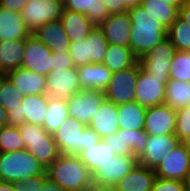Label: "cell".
Returning a JSON list of instances; mask_svg holds the SVG:
<instances>
[{"instance_id":"cell-45","label":"cell","mask_w":190,"mask_h":191,"mask_svg":"<svg viewBox=\"0 0 190 191\" xmlns=\"http://www.w3.org/2000/svg\"><path fill=\"white\" fill-rule=\"evenodd\" d=\"M101 138L99 137L98 133L95 132L90 127L86 126L83 130V140L81 145V152L83 150H86V148H89L93 145H96Z\"/></svg>"},{"instance_id":"cell-41","label":"cell","mask_w":190,"mask_h":191,"mask_svg":"<svg viewBox=\"0 0 190 191\" xmlns=\"http://www.w3.org/2000/svg\"><path fill=\"white\" fill-rule=\"evenodd\" d=\"M109 14L122 13L139 6L142 0H102Z\"/></svg>"},{"instance_id":"cell-25","label":"cell","mask_w":190,"mask_h":191,"mask_svg":"<svg viewBox=\"0 0 190 191\" xmlns=\"http://www.w3.org/2000/svg\"><path fill=\"white\" fill-rule=\"evenodd\" d=\"M32 32L23 21L21 12L0 7V41L26 39Z\"/></svg>"},{"instance_id":"cell-36","label":"cell","mask_w":190,"mask_h":191,"mask_svg":"<svg viewBox=\"0 0 190 191\" xmlns=\"http://www.w3.org/2000/svg\"><path fill=\"white\" fill-rule=\"evenodd\" d=\"M24 95L6 76L0 86V105L12 116L22 102Z\"/></svg>"},{"instance_id":"cell-48","label":"cell","mask_w":190,"mask_h":191,"mask_svg":"<svg viewBox=\"0 0 190 191\" xmlns=\"http://www.w3.org/2000/svg\"><path fill=\"white\" fill-rule=\"evenodd\" d=\"M179 17L190 26V0L179 8Z\"/></svg>"},{"instance_id":"cell-37","label":"cell","mask_w":190,"mask_h":191,"mask_svg":"<svg viewBox=\"0 0 190 191\" xmlns=\"http://www.w3.org/2000/svg\"><path fill=\"white\" fill-rule=\"evenodd\" d=\"M167 38L177 51H190V26L180 17L168 28Z\"/></svg>"},{"instance_id":"cell-3","label":"cell","mask_w":190,"mask_h":191,"mask_svg":"<svg viewBox=\"0 0 190 191\" xmlns=\"http://www.w3.org/2000/svg\"><path fill=\"white\" fill-rule=\"evenodd\" d=\"M46 167L43 166L26 149L14 152H0V181L13 183L25 181L35 176L46 174Z\"/></svg>"},{"instance_id":"cell-20","label":"cell","mask_w":190,"mask_h":191,"mask_svg":"<svg viewBox=\"0 0 190 191\" xmlns=\"http://www.w3.org/2000/svg\"><path fill=\"white\" fill-rule=\"evenodd\" d=\"M99 27L109 45L130 47L132 22L127 11L109 14Z\"/></svg>"},{"instance_id":"cell-19","label":"cell","mask_w":190,"mask_h":191,"mask_svg":"<svg viewBox=\"0 0 190 191\" xmlns=\"http://www.w3.org/2000/svg\"><path fill=\"white\" fill-rule=\"evenodd\" d=\"M144 130L148 135L175 133L176 110L166 104L146 108Z\"/></svg>"},{"instance_id":"cell-27","label":"cell","mask_w":190,"mask_h":191,"mask_svg":"<svg viewBox=\"0 0 190 191\" xmlns=\"http://www.w3.org/2000/svg\"><path fill=\"white\" fill-rule=\"evenodd\" d=\"M60 21L70 42L84 40L94 28L86 15L70 10L63 9Z\"/></svg>"},{"instance_id":"cell-4","label":"cell","mask_w":190,"mask_h":191,"mask_svg":"<svg viewBox=\"0 0 190 191\" xmlns=\"http://www.w3.org/2000/svg\"><path fill=\"white\" fill-rule=\"evenodd\" d=\"M18 127L25 149L48 168L60 155L53 134L33 123L25 122Z\"/></svg>"},{"instance_id":"cell-50","label":"cell","mask_w":190,"mask_h":191,"mask_svg":"<svg viewBox=\"0 0 190 191\" xmlns=\"http://www.w3.org/2000/svg\"><path fill=\"white\" fill-rule=\"evenodd\" d=\"M11 123V116L8 112L0 105V128Z\"/></svg>"},{"instance_id":"cell-2","label":"cell","mask_w":190,"mask_h":191,"mask_svg":"<svg viewBox=\"0 0 190 191\" xmlns=\"http://www.w3.org/2000/svg\"><path fill=\"white\" fill-rule=\"evenodd\" d=\"M47 177L67 191H89L92 174L78 155H63L46 169Z\"/></svg>"},{"instance_id":"cell-1","label":"cell","mask_w":190,"mask_h":191,"mask_svg":"<svg viewBox=\"0 0 190 191\" xmlns=\"http://www.w3.org/2000/svg\"><path fill=\"white\" fill-rule=\"evenodd\" d=\"M127 13L132 22L130 48L139 60L167 38V29L159 20L147 13L141 5L128 9Z\"/></svg>"},{"instance_id":"cell-40","label":"cell","mask_w":190,"mask_h":191,"mask_svg":"<svg viewBox=\"0 0 190 191\" xmlns=\"http://www.w3.org/2000/svg\"><path fill=\"white\" fill-rule=\"evenodd\" d=\"M175 134L180 141L190 134V104L176 110Z\"/></svg>"},{"instance_id":"cell-51","label":"cell","mask_w":190,"mask_h":191,"mask_svg":"<svg viewBox=\"0 0 190 191\" xmlns=\"http://www.w3.org/2000/svg\"><path fill=\"white\" fill-rule=\"evenodd\" d=\"M0 191H15L12 183L0 181Z\"/></svg>"},{"instance_id":"cell-54","label":"cell","mask_w":190,"mask_h":191,"mask_svg":"<svg viewBox=\"0 0 190 191\" xmlns=\"http://www.w3.org/2000/svg\"><path fill=\"white\" fill-rule=\"evenodd\" d=\"M185 191H190V173L183 180Z\"/></svg>"},{"instance_id":"cell-11","label":"cell","mask_w":190,"mask_h":191,"mask_svg":"<svg viewBox=\"0 0 190 191\" xmlns=\"http://www.w3.org/2000/svg\"><path fill=\"white\" fill-rule=\"evenodd\" d=\"M105 99L103 91L80 90L67 101L69 116L88 126L93 115Z\"/></svg>"},{"instance_id":"cell-42","label":"cell","mask_w":190,"mask_h":191,"mask_svg":"<svg viewBox=\"0 0 190 191\" xmlns=\"http://www.w3.org/2000/svg\"><path fill=\"white\" fill-rule=\"evenodd\" d=\"M151 191H185L183 181L167 180L156 177Z\"/></svg>"},{"instance_id":"cell-8","label":"cell","mask_w":190,"mask_h":191,"mask_svg":"<svg viewBox=\"0 0 190 191\" xmlns=\"http://www.w3.org/2000/svg\"><path fill=\"white\" fill-rule=\"evenodd\" d=\"M176 52L177 49L166 38L138 61L141 67L152 77L161 78V80H170L171 60L174 58Z\"/></svg>"},{"instance_id":"cell-30","label":"cell","mask_w":190,"mask_h":191,"mask_svg":"<svg viewBox=\"0 0 190 191\" xmlns=\"http://www.w3.org/2000/svg\"><path fill=\"white\" fill-rule=\"evenodd\" d=\"M119 127L128 130L144 129L146 108L138 102L117 105Z\"/></svg>"},{"instance_id":"cell-6","label":"cell","mask_w":190,"mask_h":191,"mask_svg":"<svg viewBox=\"0 0 190 191\" xmlns=\"http://www.w3.org/2000/svg\"><path fill=\"white\" fill-rule=\"evenodd\" d=\"M141 65L137 61L133 66L114 72L104 91L106 100L115 105L135 101V86Z\"/></svg>"},{"instance_id":"cell-39","label":"cell","mask_w":190,"mask_h":191,"mask_svg":"<svg viewBox=\"0 0 190 191\" xmlns=\"http://www.w3.org/2000/svg\"><path fill=\"white\" fill-rule=\"evenodd\" d=\"M169 78L190 82V51H177L171 60Z\"/></svg>"},{"instance_id":"cell-46","label":"cell","mask_w":190,"mask_h":191,"mask_svg":"<svg viewBox=\"0 0 190 191\" xmlns=\"http://www.w3.org/2000/svg\"><path fill=\"white\" fill-rule=\"evenodd\" d=\"M29 0H0V7H5L12 12H21Z\"/></svg>"},{"instance_id":"cell-13","label":"cell","mask_w":190,"mask_h":191,"mask_svg":"<svg viewBox=\"0 0 190 191\" xmlns=\"http://www.w3.org/2000/svg\"><path fill=\"white\" fill-rule=\"evenodd\" d=\"M180 143L175 133L163 135H148L144 150L137 157L139 165L155 170L161 163L163 155L174 149Z\"/></svg>"},{"instance_id":"cell-55","label":"cell","mask_w":190,"mask_h":191,"mask_svg":"<svg viewBox=\"0 0 190 191\" xmlns=\"http://www.w3.org/2000/svg\"><path fill=\"white\" fill-rule=\"evenodd\" d=\"M5 77H6V73L3 71H0V86H1L2 81L4 80Z\"/></svg>"},{"instance_id":"cell-35","label":"cell","mask_w":190,"mask_h":191,"mask_svg":"<svg viewBox=\"0 0 190 191\" xmlns=\"http://www.w3.org/2000/svg\"><path fill=\"white\" fill-rule=\"evenodd\" d=\"M174 110L190 104V82L170 79L166 83L165 102Z\"/></svg>"},{"instance_id":"cell-10","label":"cell","mask_w":190,"mask_h":191,"mask_svg":"<svg viewBox=\"0 0 190 191\" xmlns=\"http://www.w3.org/2000/svg\"><path fill=\"white\" fill-rule=\"evenodd\" d=\"M168 81L152 77L141 67L135 86V101L145 108L164 104Z\"/></svg>"},{"instance_id":"cell-44","label":"cell","mask_w":190,"mask_h":191,"mask_svg":"<svg viewBox=\"0 0 190 191\" xmlns=\"http://www.w3.org/2000/svg\"><path fill=\"white\" fill-rule=\"evenodd\" d=\"M75 68L72 62L70 52L66 53H53L52 59V71H58L60 69Z\"/></svg>"},{"instance_id":"cell-5","label":"cell","mask_w":190,"mask_h":191,"mask_svg":"<svg viewBox=\"0 0 190 191\" xmlns=\"http://www.w3.org/2000/svg\"><path fill=\"white\" fill-rule=\"evenodd\" d=\"M108 46L102 29L94 26L84 40L70 42L69 52L74 67L78 68L89 63H103Z\"/></svg>"},{"instance_id":"cell-31","label":"cell","mask_w":190,"mask_h":191,"mask_svg":"<svg viewBox=\"0 0 190 191\" xmlns=\"http://www.w3.org/2000/svg\"><path fill=\"white\" fill-rule=\"evenodd\" d=\"M81 161L87 166L93 174L100 166L109 162L116 154L110 146L101 139L96 145L83 150L79 155Z\"/></svg>"},{"instance_id":"cell-17","label":"cell","mask_w":190,"mask_h":191,"mask_svg":"<svg viewBox=\"0 0 190 191\" xmlns=\"http://www.w3.org/2000/svg\"><path fill=\"white\" fill-rule=\"evenodd\" d=\"M86 125L74 117H68L54 132L53 137L60 154L79 155L83 140V130Z\"/></svg>"},{"instance_id":"cell-52","label":"cell","mask_w":190,"mask_h":191,"mask_svg":"<svg viewBox=\"0 0 190 191\" xmlns=\"http://www.w3.org/2000/svg\"><path fill=\"white\" fill-rule=\"evenodd\" d=\"M162 1L180 8L185 3L186 0H162Z\"/></svg>"},{"instance_id":"cell-21","label":"cell","mask_w":190,"mask_h":191,"mask_svg":"<svg viewBox=\"0 0 190 191\" xmlns=\"http://www.w3.org/2000/svg\"><path fill=\"white\" fill-rule=\"evenodd\" d=\"M80 90L105 91L113 72L103 63H89L77 68Z\"/></svg>"},{"instance_id":"cell-12","label":"cell","mask_w":190,"mask_h":191,"mask_svg":"<svg viewBox=\"0 0 190 191\" xmlns=\"http://www.w3.org/2000/svg\"><path fill=\"white\" fill-rule=\"evenodd\" d=\"M53 52L31 35L26 38L22 68L47 76L52 71Z\"/></svg>"},{"instance_id":"cell-9","label":"cell","mask_w":190,"mask_h":191,"mask_svg":"<svg viewBox=\"0 0 190 191\" xmlns=\"http://www.w3.org/2000/svg\"><path fill=\"white\" fill-rule=\"evenodd\" d=\"M155 173L156 177L161 179L183 181L190 173L189 151L179 143L174 149L163 155Z\"/></svg>"},{"instance_id":"cell-38","label":"cell","mask_w":190,"mask_h":191,"mask_svg":"<svg viewBox=\"0 0 190 191\" xmlns=\"http://www.w3.org/2000/svg\"><path fill=\"white\" fill-rule=\"evenodd\" d=\"M25 149L19 127L12 123L0 128V152H14Z\"/></svg>"},{"instance_id":"cell-53","label":"cell","mask_w":190,"mask_h":191,"mask_svg":"<svg viewBox=\"0 0 190 191\" xmlns=\"http://www.w3.org/2000/svg\"><path fill=\"white\" fill-rule=\"evenodd\" d=\"M180 143L189 151L190 153V134L185 136Z\"/></svg>"},{"instance_id":"cell-26","label":"cell","mask_w":190,"mask_h":191,"mask_svg":"<svg viewBox=\"0 0 190 191\" xmlns=\"http://www.w3.org/2000/svg\"><path fill=\"white\" fill-rule=\"evenodd\" d=\"M155 178V170L137 164L116 187L121 191H151Z\"/></svg>"},{"instance_id":"cell-32","label":"cell","mask_w":190,"mask_h":191,"mask_svg":"<svg viewBox=\"0 0 190 191\" xmlns=\"http://www.w3.org/2000/svg\"><path fill=\"white\" fill-rule=\"evenodd\" d=\"M137 61L130 47L109 45L103 64L114 73L133 66Z\"/></svg>"},{"instance_id":"cell-7","label":"cell","mask_w":190,"mask_h":191,"mask_svg":"<svg viewBox=\"0 0 190 191\" xmlns=\"http://www.w3.org/2000/svg\"><path fill=\"white\" fill-rule=\"evenodd\" d=\"M63 9V0H29L21 10V15L33 33L48 22L60 20Z\"/></svg>"},{"instance_id":"cell-29","label":"cell","mask_w":190,"mask_h":191,"mask_svg":"<svg viewBox=\"0 0 190 191\" xmlns=\"http://www.w3.org/2000/svg\"><path fill=\"white\" fill-rule=\"evenodd\" d=\"M26 39L0 41V70L7 73L21 66Z\"/></svg>"},{"instance_id":"cell-24","label":"cell","mask_w":190,"mask_h":191,"mask_svg":"<svg viewBox=\"0 0 190 191\" xmlns=\"http://www.w3.org/2000/svg\"><path fill=\"white\" fill-rule=\"evenodd\" d=\"M6 76L24 96L47 94L46 76L44 75L19 67L8 71Z\"/></svg>"},{"instance_id":"cell-34","label":"cell","mask_w":190,"mask_h":191,"mask_svg":"<svg viewBox=\"0 0 190 191\" xmlns=\"http://www.w3.org/2000/svg\"><path fill=\"white\" fill-rule=\"evenodd\" d=\"M68 117L67 101L48 97L47 112L43 123L45 130L48 133L54 134Z\"/></svg>"},{"instance_id":"cell-16","label":"cell","mask_w":190,"mask_h":191,"mask_svg":"<svg viewBox=\"0 0 190 191\" xmlns=\"http://www.w3.org/2000/svg\"><path fill=\"white\" fill-rule=\"evenodd\" d=\"M137 164V157L133 154L116 155L92 174L93 183L116 185L123 177L132 171Z\"/></svg>"},{"instance_id":"cell-23","label":"cell","mask_w":190,"mask_h":191,"mask_svg":"<svg viewBox=\"0 0 190 191\" xmlns=\"http://www.w3.org/2000/svg\"><path fill=\"white\" fill-rule=\"evenodd\" d=\"M88 127L97 132L101 139L116 133L120 129L117 105L105 99L93 115Z\"/></svg>"},{"instance_id":"cell-28","label":"cell","mask_w":190,"mask_h":191,"mask_svg":"<svg viewBox=\"0 0 190 191\" xmlns=\"http://www.w3.org/2000/svg\"><path fill=\"white\" fill-rule=\"evenodd\" d=\"M65 10L86 15L90 22L99 27L109 16L102 0H63Z\"/></svg>"},{"instance_id":"cell-18","label":"cell","mask_w":190,"mask_h":191,"mask_svg":"<svg viewBox=\"0 0 190 191\" xmlns=\"http://www.w3.org/2000/svg\"><path fill=\"white\" fill-rule=\"evenodd\" d=\"M47 105V94L26 95L17 111L11 116V123L17 126L25 122L43 126Z\"/></svg>"},{"instance_id":"cell-22","label":"cell","mask_w":190,"mask_h":191,"mask_svg":"<svg viewBox=\"0 0 190 191\" xmlns=\"http://www.w3.org/2000/svg\"><path fill=\"white\" fill-rule=\"evenodd\" d=\"M53 53H66L70 48V40L60 20L48 22L32 33Z\"/></svg>"},{"instance_id":"cell-47","label":"cell","mask_w":190,"mask_h":191,"mask_svg":"<svg viewBox=\"0 0 190 191\" xmlns=\"http://www.w3.org/2000/svg\"><path fill=\"white\" fill-rule=\"evenodd\" d=\"M39 191H67L59 184L51 181L48 177L42 182Z\"/></svg>"},{"instance_id":"cell-49","label":"cell","mask_w":190,"mask_h":191,"mask_svg":"<svg viewBox=\"0 0 190 191\" xmlns=\"http://www.w3.org/2000/svg\"><path fill=\"white\" fill-rule=\"evenodd\" d=\"M89 191H121L116 185H101L98 183H93Z\"/></svg>"},{"instance_id":"cell-43","label":"cell","mask_w":190,"mask_h":191,"mask_svg":"<svg viewBox=\"0 0 190 191\" xmlns=\"http://www.w3.org/2000/svg\"><path fill=\"white\" fill-rule=\"evenodd\" d=\"M47 178V175L35 176L28 178L25 181L13 182L15 191H39L42 182Z\"/></svg>"},{"instance_id":"cell-15","label":"cell","mask_w":190,"mask_h":191,"mask_svg":"<svg viewBox=\"0 0 190 191\" xmlns=\"http://www.w3.org/2000/svg\"><path fill=\"white\" fill-rule=\"evenodd\" d=\"M78 91H80V85L77 68L51 71L46 76V92L48 97L68 101Z\"/></svg>"},{"instance_id":"cell-14","label":"cell","mask_w":190,"mask_h":191,"mask_svg":"<svg viewBox=\"0 0 190 191\" xmlns=\"http://www.w3.org/2000/svg\"><path fill=\"white\" fill-rule=\"evenodd\" d=\"M148 134L144 129L120 128L116 133L103 138L116 155L133 154L138 157L144 150Z\"/></svg>"},{"instance_id":"cell-33","label":"cell","mask_w":190,"mask_h":191,"mask_svg":"<svg viewBox=\"0 0 190 191\" xmlns=\"http://www.w3.org/2000/svg\"><path fill=\"white\" fill-rule=\"evenodd\" d=\"M140 5L167 30L179 17V8L162 0H142Z\"/></svg>"}]
</instances>
